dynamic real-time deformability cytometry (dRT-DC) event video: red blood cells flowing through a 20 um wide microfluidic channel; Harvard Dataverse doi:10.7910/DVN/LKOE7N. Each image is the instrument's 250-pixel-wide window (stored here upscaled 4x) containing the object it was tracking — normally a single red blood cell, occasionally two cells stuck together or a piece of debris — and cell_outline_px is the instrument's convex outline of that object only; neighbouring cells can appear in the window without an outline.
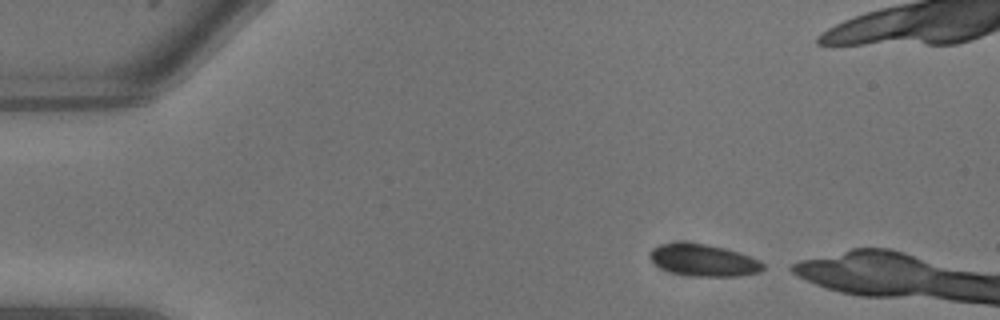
{"species": "common noctule bat (a hibernating species)", "species_latin": "Nyctalus noctula", "temperature_condition": "warm", "stored_images_in_passage": 5, "camera_frame_rate_fps": 3000, "um_per_image_px": 0.085, "animal": {"sex": "male", "body_mass_g": 13.3}, "frame": {"image": 1, "passage_image": 2, "time_ms": 0.333, "image_size_px": [1000, 320], "cell_outline_px": [[764, 268], [760, 272], [740, 276], [692, 276], [672, 272], [656, 264], [648, 256], [648, 252], [652, 248], [660, 244], [708, 244], [740, 252], [760, 260], [764, 264]], "centroid_in_image_um": [59.85, 22.13], "position_along_channel_um": 25.1, "area_um2": 20.75}}